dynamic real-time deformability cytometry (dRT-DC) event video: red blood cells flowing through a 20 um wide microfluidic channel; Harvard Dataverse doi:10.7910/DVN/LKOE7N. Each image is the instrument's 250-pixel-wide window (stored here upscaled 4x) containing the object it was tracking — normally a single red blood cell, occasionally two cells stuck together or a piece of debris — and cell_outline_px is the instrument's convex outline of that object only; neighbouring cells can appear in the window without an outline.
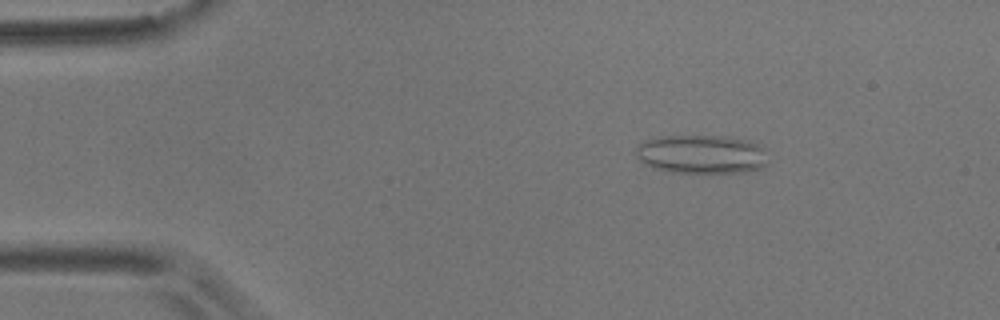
{"species": "common noctule bat (a hibernating species)", "species_latin": "Nyctalus noctula", "temperature_condition": "room temperature", "stored_images_in_passage": 4, "camera_frame_rate_fps": 3000, "um_per_image_px": 0.085, "animal": {"sex": "male", "body_mass_g": 17.9}, "frame": {"image": 1, "passage_image": 2, "time_ms": 0.333, "image_size_px": [1000, 320], "cell_outline_px": [[768, 164], [764, 168], [744, 172], [672, 172], [656, 168], [640, 160], [636, 156], [636, 144], [644, 140], [660, 136], [724, 136], [748, 140], [764, 148]], "centroid_in_image_um": [59.65, 13.1], "position_along_channel_um": 25.4, "area_um2": 29.88}}